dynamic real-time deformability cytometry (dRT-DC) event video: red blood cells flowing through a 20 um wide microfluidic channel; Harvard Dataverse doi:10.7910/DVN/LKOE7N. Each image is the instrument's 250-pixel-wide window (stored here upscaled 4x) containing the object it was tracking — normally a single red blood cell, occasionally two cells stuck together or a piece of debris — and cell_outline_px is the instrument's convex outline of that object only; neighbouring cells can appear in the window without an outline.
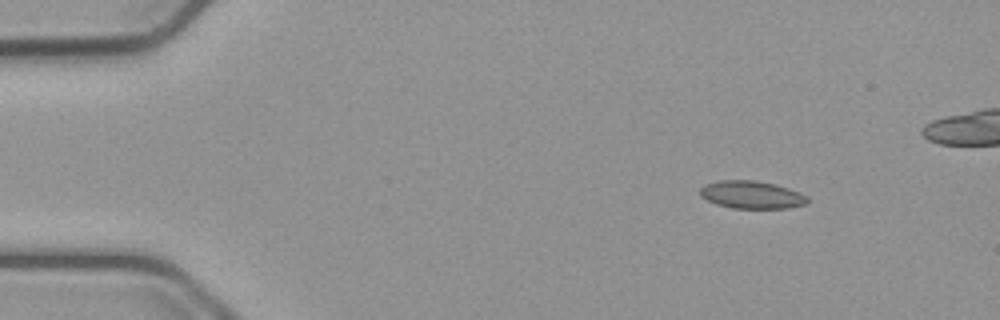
{"species": "common noctule bat (a hibernating species)", "species_latin": "Nyctalus noctula", "temperature_condition": "cold", "stored_images_in_passage": 44, "camera_frame_rate_fps": 3000, "um_per_image_px": 0.085, "animal": {"sex": "male", "body_mass_g": 23.1, "forearm_length_mm": 52.7}, "frame": {"image": 1, "passage_image": 1, "time_ms": 0.0, "image_size_px": [1000, 320], "cell_outline_px": [[808, 204], [788, 208], [732, 208], [716, 204], [700, 196], [700, 188], [704, 184], [716, 180], [756, 180], [788, 188], [808, 196]], "centroid_in_image_um": [63.87, 16.55], "position_along_channel_um": 21.1, "area_um2": 17.4}}
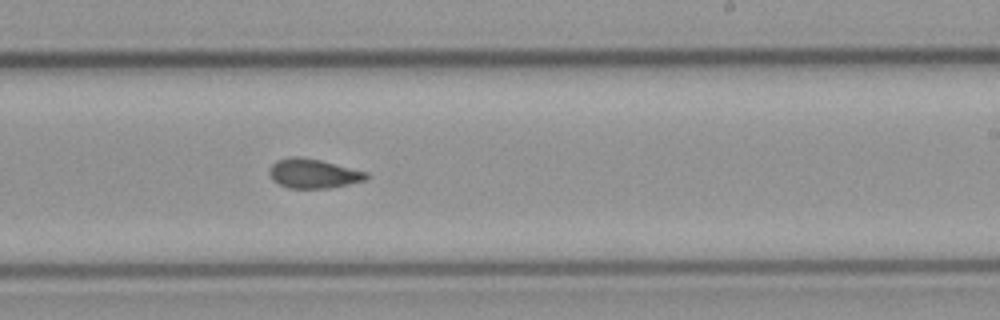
{"frame": {"image": 2, "passage_image": 27, "time_ms": 8.667, "image_size_px": [1000, 320], "cell_outline_px": [[368, 180], [332, 188], [288, 188], [272, 180], [268, 172], [268, 168], [276, 160], [292, 156], [300, 156], [320, 160], [368, 172]], "centroid_in_image_um": [26.63, 14.75], "position_along_channel_um": 262.4, "area_um2": 16.82}}
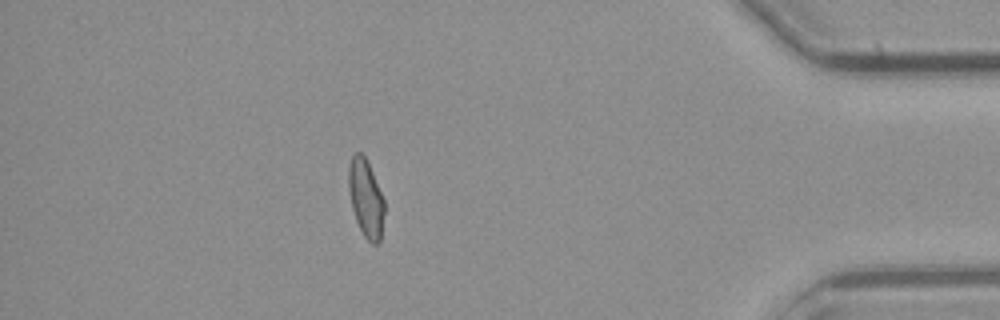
{"frame": {"image": 3, "passage_image": 42, "time_ms": 13.667, "image_size_px": [1000, 320], "cell_outline_px": [[384, 212], [380, 240], [376, 244], [372, 244], [364, 236], [356, 220], [352, 208], [348, 188], [348, 168], [352, 156], [356, 152], [360, 152], [364, 156], [372, 172], [384, 200]], "centroid_in_image_um": [31.08, 16.85], "position_along_channel_um": 404.1, "area_um2": 15.95}}